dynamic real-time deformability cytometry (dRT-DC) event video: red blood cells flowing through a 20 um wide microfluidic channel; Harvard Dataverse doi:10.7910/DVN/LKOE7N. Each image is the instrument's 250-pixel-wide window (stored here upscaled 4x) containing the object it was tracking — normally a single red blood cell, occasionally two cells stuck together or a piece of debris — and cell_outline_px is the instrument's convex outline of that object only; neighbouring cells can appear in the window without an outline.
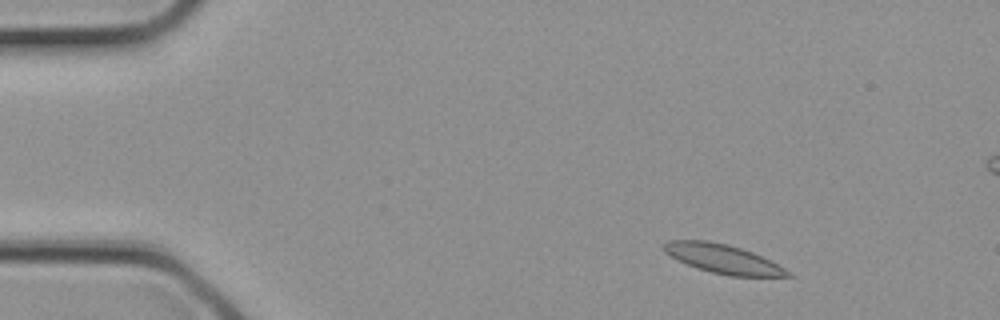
{"species": "common noctule bat (a hibernating species)", "species_latin": "Nyctalus noctula", "temperature_condition": "cold", "stored_images_in_passage": 3, "camera_frame_rate_fps": 3000, "um_per_image_px": 0.085, "animal": {"sex": "female", "body_mass_g": 21.9}, "frame": {"image": 1, "passage_image": 1, "time_ms": 0.0, "image_size_px": [1000, 320], "cell_outline_px": [[792, 276], [728, 276], [696, 268], [664, 252], [664, 244], [668, 240], [708, 240], [728, 244], [752, 252], [784, 268]], "centroid_in_image_um": [61.41, 21.99], "position_along_channel_um": 23.6, "area_um2": 20.46}}